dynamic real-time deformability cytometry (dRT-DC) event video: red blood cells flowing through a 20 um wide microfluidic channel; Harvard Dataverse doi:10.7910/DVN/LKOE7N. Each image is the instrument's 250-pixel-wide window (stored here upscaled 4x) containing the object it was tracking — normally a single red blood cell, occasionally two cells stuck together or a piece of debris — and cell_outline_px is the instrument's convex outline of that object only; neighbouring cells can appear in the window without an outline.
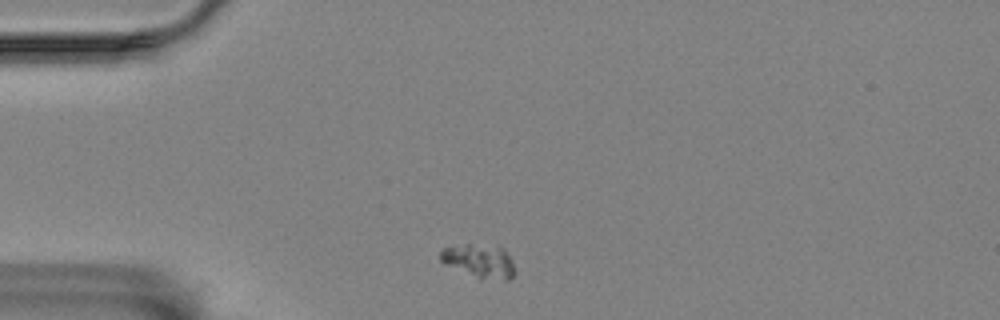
{"species": "Egyptian fruit bat (a non-hibernating species)", "species_latin": "Rousettus aegyptiacus", "temperature_condition": "room temperature", "stored_images_in_passage": 48, "camera_frame_rate_fps": 3000, "um_per_image_px": 0.085, "animal": {"sex": "female"}, "frame": {"image": 1, "passage_image": 2, "time_ms": 0.333, "image_size_px": [1000, 320], "cell_outline_px": [[516, 272], [508, 280], [480, 280], [444, 264], [440, 260], [440, 252], [444, 248], [468, 244], [500, 244], [504, 248], [512, 260], [516, 268]], "centroid_in_image_um": [40.81, 22.19], "position_along_channel_um": 44.2, "area_um2": 15.2}}
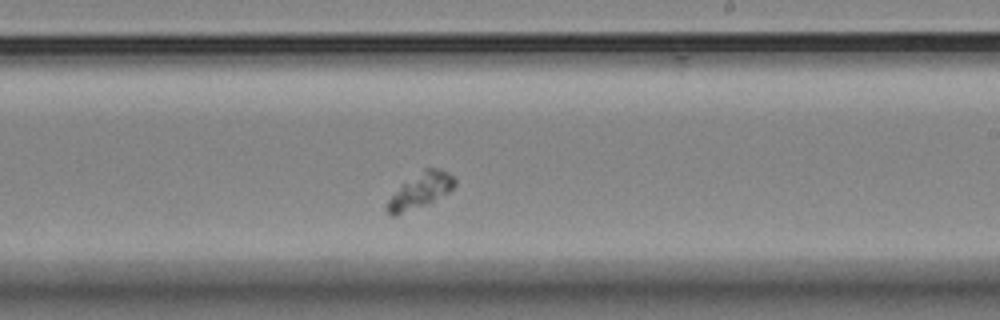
{"frame": {"image": 2, "passage_image": 23, "time_ms": 7.333, "image_size_px": [1000, 320], "cell_outline_px": [[456, 184], [448, 192], [428, 204], [396, 216], [392, 216], [384, 208], [388, 200], [404, 184], [424, 168], [440, 168], [448, 172], [456, 180]], "centroid_in_image_um": [35.74, 16.22], "position_along_channel_um": 253.3, "area_um2": 13.58}}
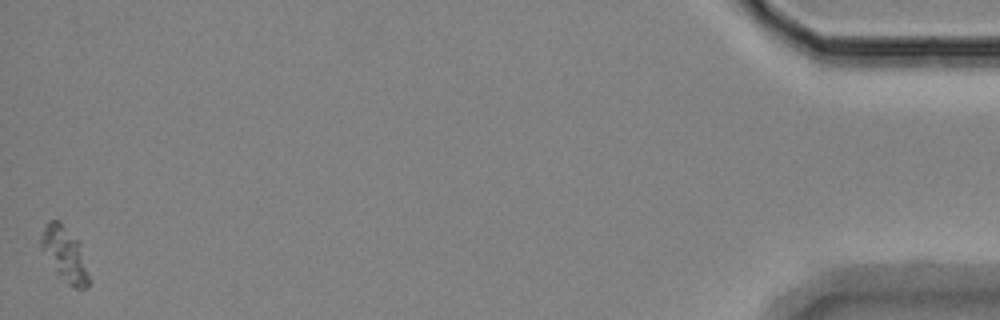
{"frame": {"image": 3, "passage_image": 47, "time_ms": 15.333, "image_size_px": [1000, 320], "cell_outline_px": [[88, 284], [84, 288], [76, 288], [68, 284], [56, 272], [40, 248], [40, 240], [44, 228], [48, 220], [60, 220], [80, 240], [88, 276]], "centroid_in_image_um": [5.49, 21.54], "position_along_channel_um": 429.7, "area_um2": 15.14}}